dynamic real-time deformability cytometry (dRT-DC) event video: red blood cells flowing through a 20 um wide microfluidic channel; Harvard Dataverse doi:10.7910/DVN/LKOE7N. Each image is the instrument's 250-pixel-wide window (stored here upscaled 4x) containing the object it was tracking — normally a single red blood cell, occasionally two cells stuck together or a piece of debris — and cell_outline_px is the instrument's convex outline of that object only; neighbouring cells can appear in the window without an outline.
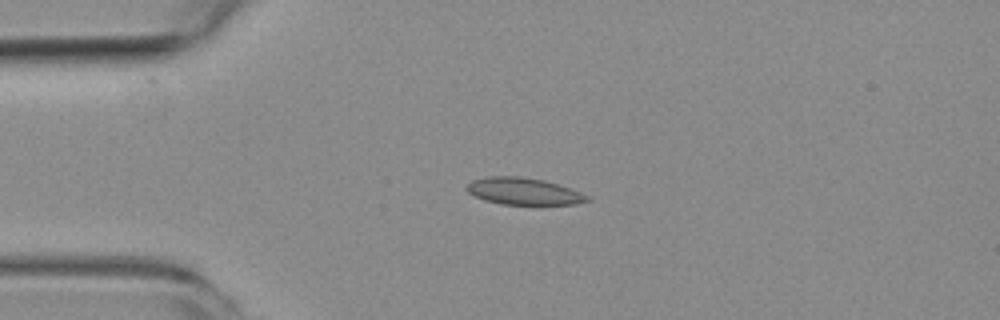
{"species": "common noctule bat (a hibernating species)", "species_latin": "Nyctalus noctula", "temperature_condition": "room temperature", "stored_images_in_passage": 4, "camera_frame_rate_fps": 3000, "um_per_image_px": 0.085, "animal": {"sex": "female", "body_mass_g": 19.3, "forearm_length_mm": 54.1}, "frame": {"image": 1, "passage_image": 3, "time_ms": 2.333, "image_size_px": [1000, 320], "cell_outline_px": [[592, 200], [572, 204], [500, 204], [484, 200], [472, 196], [464, 188], [472, 180], [488, 176], [520, 176], [544, 180], [580, 192], [588, 196]], "centroid_in_image_um": [44.44, 16.25], "position_along_channel_um": 40.6, "area_um2": 18.84}}